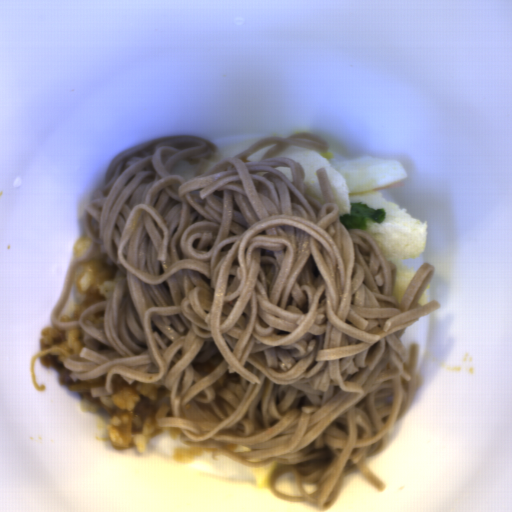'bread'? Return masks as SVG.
Masks as SVG:
<instances>
[{"instance_id":"1","label":"bread","mask_w":512,"mask_h":512,"mask_svg":"<svg viewBox=\"0 0 512 512\" xmlns=\"http://www.w3.org/2000/svg\"><path fill=\"white\" fill-rule=\"evenodd\" d=\"M274 158H290L305 170L303 185L308 194L324 204L318 169L327 174L339 217L350 213L351 202H363L372 209H385L382 223L366 221V232L381 249L386 261L396 268L395 286L392 295L400 304L404 293L417 274L416 269L404 265V260L426 251L428 225L419 222L380 191L396 181H404L409 174L402 162L364 156L346 162L331 164L321 151L291 145ZM273 158V159H274Z\"/></svg>"},{"instance_id":"2","label":"bread","mask_w":512,"mask_h":512,"mask_svg":"<svg viewBox=\"0 0 512 512\" xmlns=\"http://www.w3.org/2000/svg\"><path fill=\"white\" fill-rule=\"evenodd\" d=\"M269 136H276L282 138H288L285 134H269L264 136H258L253 138H248L244 140L234 141L228 144H224L218 147H214L213 153L210 158L199 161V162H190L187 160H180L175 162L171 174H177L182 177L186 182L194 179L200 175H203L214 168L216 165L221 163L227 158L238 155L254 143L265 139Z\"/></svg>"},{"instance_id":"3","label":"bread","mask_w":512,"mask_h":512,"mask_svg":"<svg viewBox=\"0 0 512 512\" xmlns=\"http://www.w3.org/2000/svg\"><path fill=\"white\" fill-rule=\"evenodd\" d=\"M278 462H272L263 468L250 467L254 482L257 489L270 488V481L275 468L279 465Z\"/></svg>"},{"instance_id":"4","label":"bread","mask_w":512,"mask_h":512,"mask_svg":"<svg viewBox=\"0 0 512 512\" xmlns=\"http://www.w3.org/2000/svg\"><path fill=\"white\" fill-rule=\"evenodd\" d=\"M277 143H269V144H266V145H263L262 147H260L259 149H257L256 151H254L253 153H251L250 155H248L245 159L246 161H249V162H255V161H259L271 148H273Z\"/></svg>"},{"instance_id":"5","label":"bread","mask_w":512,"mask_h":512,"mask_svg":"<svg viewBox=\"0 0 512 512\" xmlns=\"http://www.w3.org/2000/svg\"><path fill=\"white\" fill-rule=\"evenodd\" d=\"M274 169H278L280 172H282L290 182H293V173L292 169L290 167H274Z\"/></svg>"},{"instance_id":"6","label":"bread","mask_w":512,"mask_h":512,"mask_svg":"<svg viewBox=\"0 0 512 512\" xmlns=\"http://www.w3.org/2000/svg\"><path fill=\"white\" fill-rule=\"evenodd\" d=\"M417 303L420 304L422 307L428 303V287L423 292Z\"/></svg>"},{"instance_id":"7","label":"bread","mask_w":512,"mask_h":512,"mask_svg":"<svg viewBox=\"0 0 512 512\" xmlns=\"http://www.w3.org/2000/svg\"><path fill=\"white\" fill-rule=\"evenodd\" d=\"M241 446H242L243 453H244V452H251V451H252V450H251V449H249L247 446H244V445H242V444H241Z\"/></svg>"}]
</instances>
